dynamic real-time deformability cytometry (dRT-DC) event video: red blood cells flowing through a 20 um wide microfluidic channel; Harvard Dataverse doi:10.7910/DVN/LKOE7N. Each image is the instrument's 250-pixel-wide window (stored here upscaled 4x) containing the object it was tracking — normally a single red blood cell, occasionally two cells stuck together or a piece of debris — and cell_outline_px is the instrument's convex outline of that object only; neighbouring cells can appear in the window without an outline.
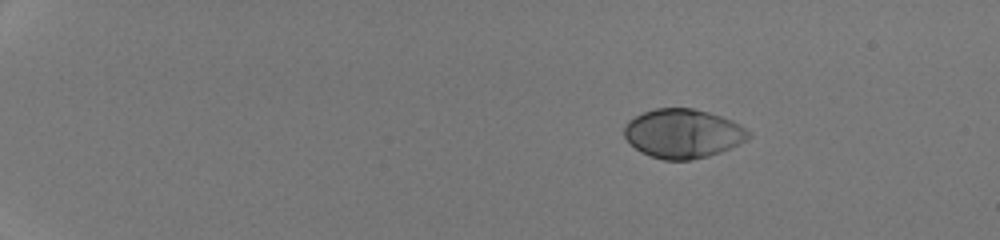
{"species": "human", "species_latin": "Homo sapiens", "temperature_condition": "room temperature", "stored_images_in_passage": 43, "camera_frame_rate_fps": 3000, "um_per_image_px": 0.085, "donor": {"sex": "male"}, "frame": {"image": 1, "passage_image": 1, "time_ms": 0.0, "image_size_px": [1000, 240], "cell_outline_px": [[752, 136], [748, 140], [720, 152], [708, 156], [692, 160], [664, 160], [640, 152], [624, 136], [624, 124], [628, 120], [644, 112], [656, 108], [692, 108], [708, 112], [732, 120], [740, 124], [752, 132]], "centroid_in_image_um": [58.08, 11.35], "position_along_channel_um": 26.9, "area_um2": 35.66}}
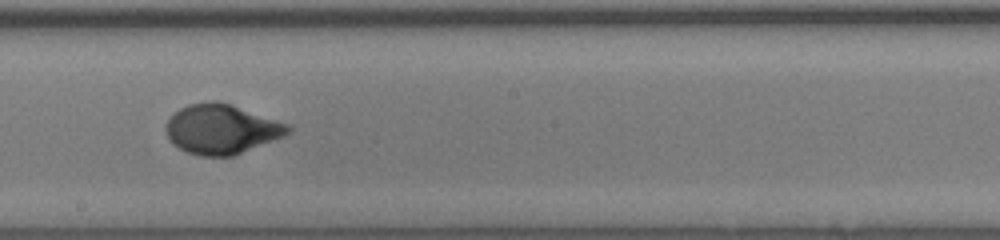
{"frame": {"image": 2, "passage_image": 25, "time_ms": 8.0, "image_size_px": [1000, 240], "cell_outline_px": [[292, 128], [284, 136], [232, 156], [200, 156], [188, 152], [172, 144], [164, 128], [168, 120], [180, 108], [188, 104], [208, 100], [216, 100], [232, 104], [288, 124]], "centroid_in_image_um": [18.81, 10.96], "position_along_channel_um": 229.4, "area_um2": 35.2}}
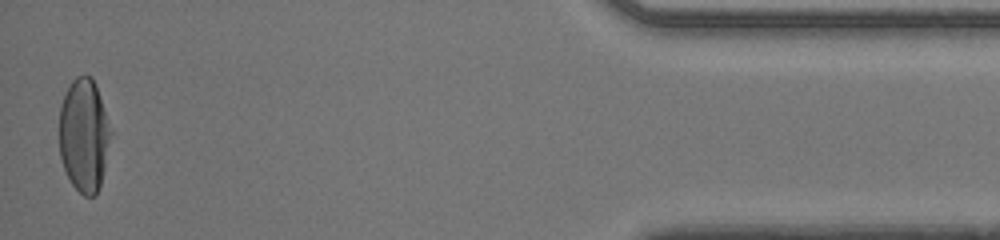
{"frame": {"image": 3, "passage_image": 43, "time_ms": 14.0, "image_size_px": [1000, 240], "cell_outline_px": [[112, 132], [104, 168], [100, 184], [96, 196], [84, 196], [72, 184], [64, 168], [60, 156], [60, 104], [72, 80], [76, 76], [84, 72], [92, 76], [96, 84]], "centroid_in_image_um": [7.14, 11.45], "position_along_channel_um": 428.1, "area_um2": 33.99}, "authors_computed_cell_mechanics": {"area_um2": 34.4488, "velocity_mm_per_s": 4.3127, "shape_relaxation_time_tau1_ms": 3.2548, "shape_relaxation_time_tau2_ms": null, "deformation_change_tau1": 0.1938, "deformation_change_tau2": null}}